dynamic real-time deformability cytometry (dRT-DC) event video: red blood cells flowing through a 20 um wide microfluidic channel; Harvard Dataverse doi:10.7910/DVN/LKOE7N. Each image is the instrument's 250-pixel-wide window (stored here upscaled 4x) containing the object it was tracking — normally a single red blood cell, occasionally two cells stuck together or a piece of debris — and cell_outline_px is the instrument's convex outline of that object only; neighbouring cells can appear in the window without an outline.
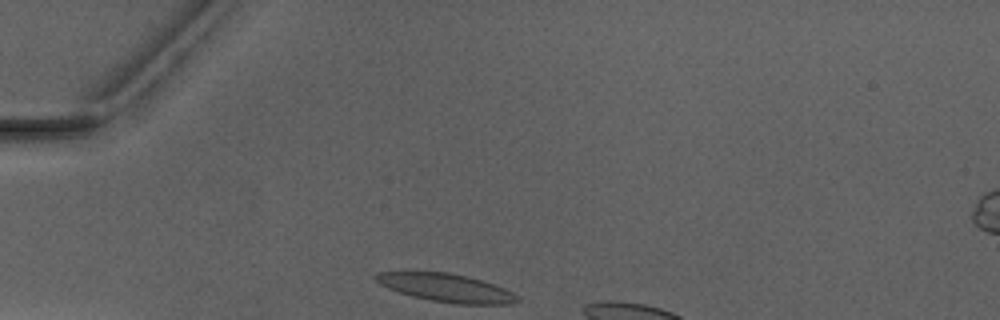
{"species": "Egyptian fruit bat (a non-hibernating species)", "species_latin": "Rousettus aegyptiacus", "temperature_condition": "warm", "stored_images_in_passage": 3, "camera_frame_rate_fps": 3000, "um_per_image_px": 0.085, "animal": {"sex": "male"}, "frame": {"image": 1, "passage_image": 1, "time_ms": 0.0, "image_size_px": [1000, 320], "cell_outline_px": [[520, 300], [512, 304], [456, 304], [432, 300], [412, 296], [388, 288], [380, 284], [372, 276], [376, 272], [448, 272], [468, 276], [504, 288], [520, 296]], "centroid_in_image_um": [37.94, 24.46], "position_along_channel_um": 47.1, "area_um2": 23.12}}